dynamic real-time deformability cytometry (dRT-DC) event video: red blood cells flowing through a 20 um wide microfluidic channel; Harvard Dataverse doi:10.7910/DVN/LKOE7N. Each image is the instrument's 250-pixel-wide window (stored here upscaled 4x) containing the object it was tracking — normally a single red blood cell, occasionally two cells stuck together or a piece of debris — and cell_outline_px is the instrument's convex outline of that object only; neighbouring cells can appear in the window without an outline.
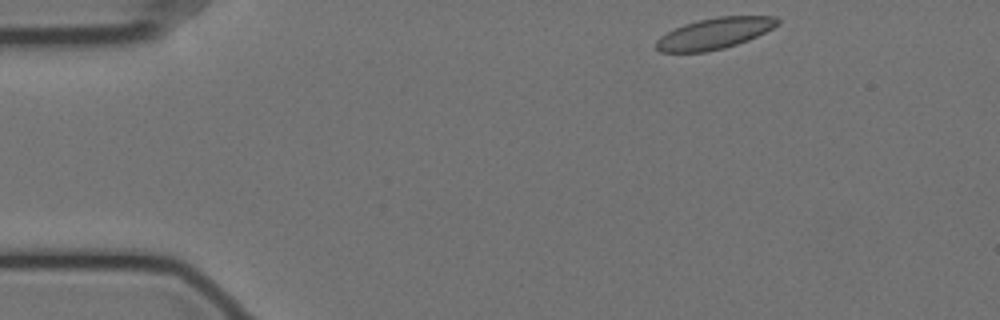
{"species": "Egyptian fruit bat (a non-hibernating species)", "species_latin": "Rousettus aegyptiacus", "temperature_condition": "cold", "stored_images_in_passage": 51, "camera_frame_rate_fps": 3000, "um_per_image_px": 0.085, "animal": {"sex": "female"}, "frame": {"image": 1, "passage_image": 1, "time_ms": 0.0, "image_size_px": [1000, 320], "cell_outline_px": [[780, 24], [748, 40], [724, 48], [708, 52], [660, 52], [656, 48], [656, 40], [660, 36], [684, 24], [716, 16], [776, 16], [780, 20]], "centroid_in_image_um": [60.74, 2.84], "position_along_channel_um": 24.3, "area_um2": 21.91}}
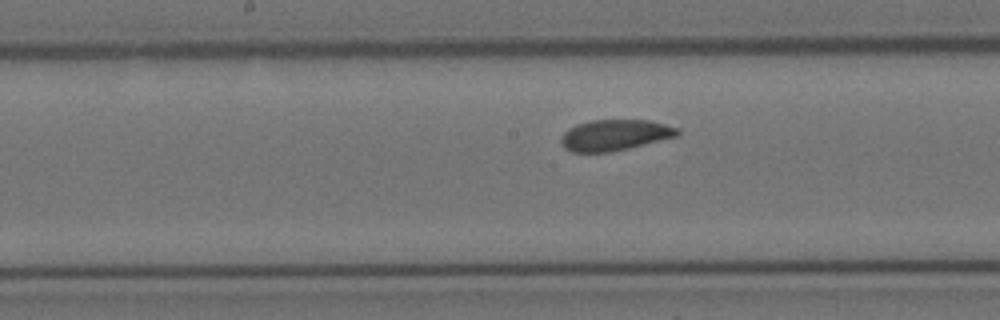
{"frame": {"image": 2, "passage_image": 22, "time_ms": 7.0, "image_size_px": [1000, 320], "cell_outline_px": [[680, 132], [676, 136], [612, 152], [572, 152], [564, 148], [560, 140], [560, 136], [568, 128], [576, 124], [592, 120], [652, 120], [680, 128]], "centroid_in_image_um": [52.24, 11.47], "position_along_channel_um": 196.0, "area_um2": 21.1}}
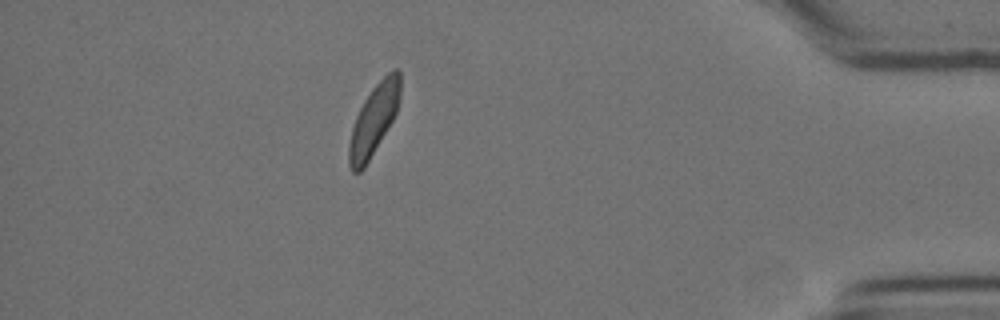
{"frame": {"image": 3, "passage_image": 44, "time_ms": 14.333, "image_size_px": [1000, 320], "cell_outline_px": [[400, 96], [396, 112], [392, 120], [364, 168], [360, 172], [352, 172], [348, 164], [348, 144], [352, 128], [356, 116], [364, 100], [372, 88], [392, 68], [396, 68], [400, 72]], "centroid_in_image_um": [31.75, 10.18], "position_along_channel_um": 403.4, "area_um2": 20.81}, "authors_computed_cell_mechanics": {"area_um2": 21.7328, "velocity_mm_per_s": 3.466, "shape_relaxation_time_tau1_ms": 2.7703, "shape_relaxation_time_tau2_ms": 3.5166, "deformation_change_tau1": 0.0733, "deformation_change_tau2": 0.0546}}